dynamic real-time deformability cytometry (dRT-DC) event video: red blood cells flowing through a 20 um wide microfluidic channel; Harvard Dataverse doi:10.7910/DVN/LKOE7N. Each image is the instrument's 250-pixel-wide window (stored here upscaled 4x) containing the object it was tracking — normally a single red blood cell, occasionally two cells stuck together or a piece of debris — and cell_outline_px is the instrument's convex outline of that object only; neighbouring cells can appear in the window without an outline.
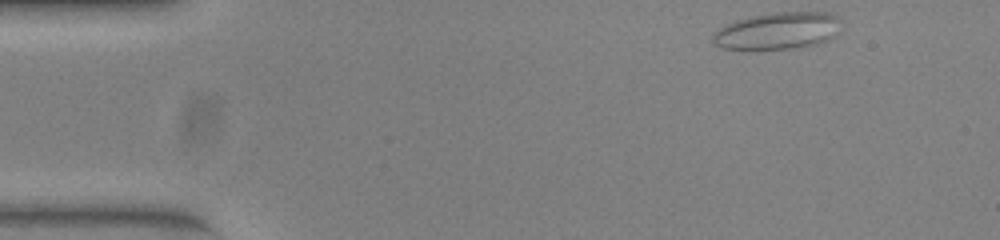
{"species": "common noctule bat (a hibernating species)", "species_latin": "Nyctalus noctula", "temperature_condition": "warm", "stored_images_in_passage": 48, "camera_frame_rate_fps": 3000, "um_per_image_px": 0.085, "animal": {"sex": "female", "body_mass_g": 23.0, "forearm_length_mm": 53.4}, "frame": {"image": 1, "passage_image": 1, "time_ms": 0.0, "image_size_px": [1000, 240], "cell_outline_px": [[840, 32], [836, 36], [816, 44], [796, 48], [724, 48], [716, 44], [712, 40], [712, 36], [720, 28], [736, 20], [752, 16], [776, 12], [828, 12], [836, 16], [840, 20]], "centroid_in_image_um": [66.18, 2.6], "position_along_channel_um": 18.8, "area_um2": 27.28}}
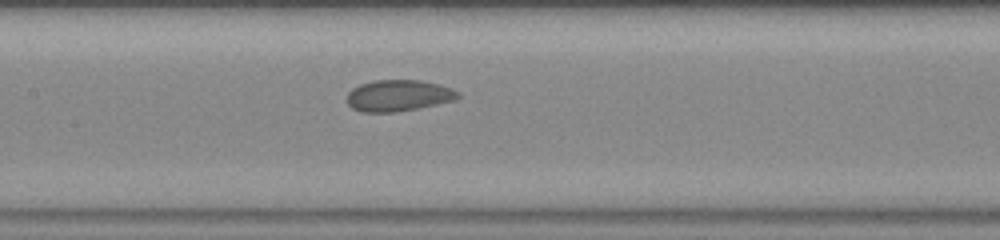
{"frame": {"image": 2, "passage_image": 20, "time_ms": 6.333, "image_size_px": [1000, 240], "cell_outline_px": [[460, 96], [452, 100], [436, 104], [396, 112], [360, 112], [352, 108], [348, 104], [348, 92], [352, 88], [360, 84], [376, 80], [420, 80], [452, 88], [460, 92]], "centroid_in_image_um": [33.84, 8.12], "position_along_channel_um": 173.6, "area_um2": 20.11}}
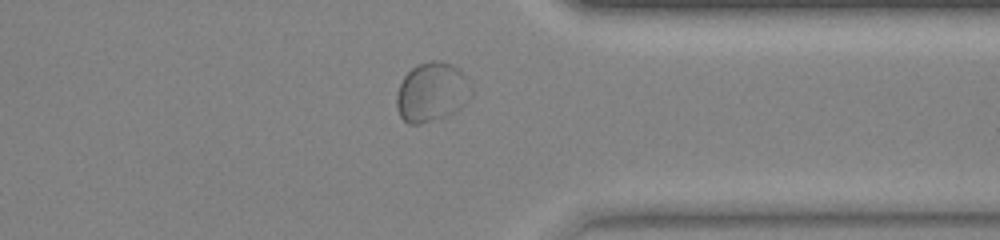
{"frame": {"image": 3, "passage_image": 36, "time_ms": 11.667, "image_size_px": [1000, 240], "cell_outline_px": [[468, 84], [464, 104], [452, 112], [444, 116], [420, 124], [408, 124], [400, 116], [396, 108], [396, 96], [400, 84], [404, 76], [416, 64], [432, 60], [440, 60], [452, 64], [468, 80]], "centroid_in_image_um": [36.6, 7.81], "position_along_channel_um": 374.8, "area_um2": 25.09}}